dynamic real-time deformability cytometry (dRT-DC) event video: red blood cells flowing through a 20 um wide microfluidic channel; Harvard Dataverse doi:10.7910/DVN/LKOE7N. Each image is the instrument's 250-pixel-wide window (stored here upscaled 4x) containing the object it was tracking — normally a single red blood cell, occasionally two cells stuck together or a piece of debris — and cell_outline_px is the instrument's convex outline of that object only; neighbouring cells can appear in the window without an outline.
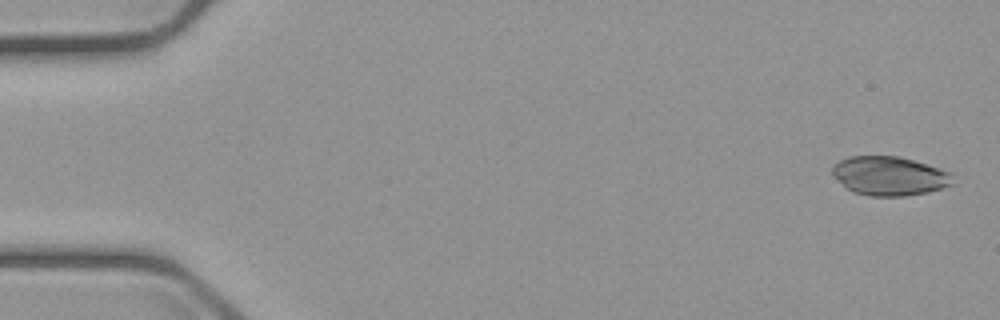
{"species": "common noctule bat (a hibernating species)", "species_latin": "Nyctalus noctula", "temperature_condition": "cold", "stored_images_in_passage": 5, "camera_frame_rate_fps": 3000, "um_per_image_px": 0.085, "animal": {"sex": "male", "body_mass_g": 23.1, "forearm_length_mm": 52.7}, "frame": {"image": 1, "passage_image": 1, "time_ms": 0.0, "image_size_px": [1000, 320], "cell_outline_px": [[952, 184], [928, 192], [904, 196], [868, 196], [852, 192], [832, 176], [832, 168], [840, 160], [848, 156], [900, 156], [952, 172]], "centroid_in_image_um": [75.58, 14.95], "position_along_channel_um": 9.4, "area_um2": 27.4}}
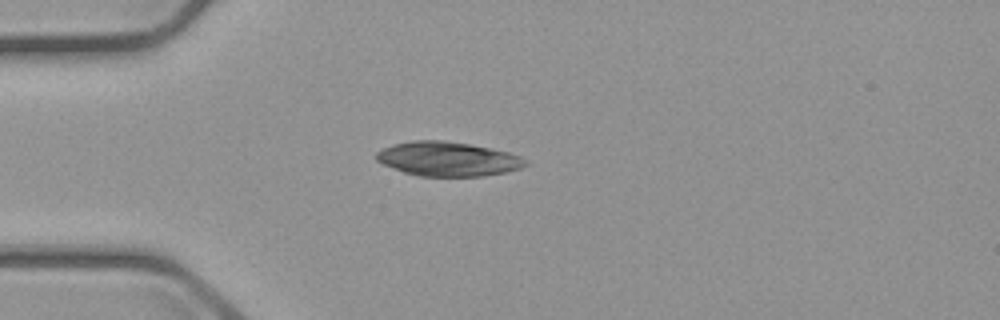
{"frame": {"image": 2, "passage_image": 4, "time_ms": 4.333, "image_size_px": [1000, 320], "cell_outline_px": [[528, 164], [520, 168], [504, 172], [484, 176], [420, 176], [404, 172], [384, 164], [376, 160], [376, 152], [392, 144], [412, 140], [444, 140], [468, 144], [508, 152], [520, 156], [528, 160]], "centroid_in_image_um": [38.06, 13.51], "position_along_channel_um": 46.9, "area_um2": 29.65}}